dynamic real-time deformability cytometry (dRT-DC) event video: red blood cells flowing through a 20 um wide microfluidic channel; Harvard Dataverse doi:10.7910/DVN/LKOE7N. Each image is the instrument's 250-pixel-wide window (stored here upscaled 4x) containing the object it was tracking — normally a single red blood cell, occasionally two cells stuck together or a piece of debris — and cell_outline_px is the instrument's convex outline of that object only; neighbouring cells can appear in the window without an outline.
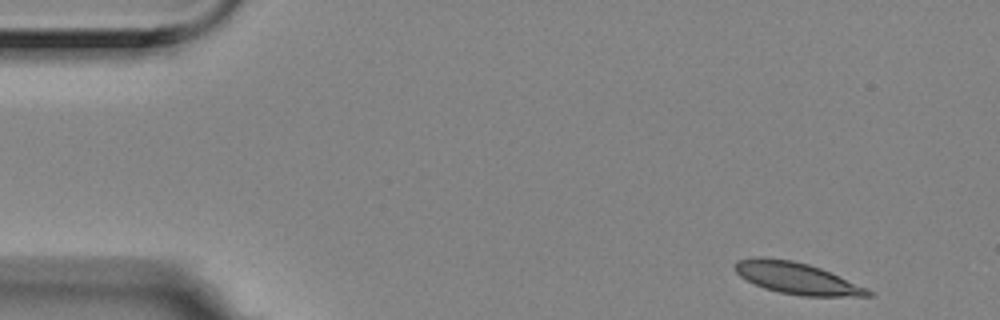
{"species": "Egyptian fruit bat (a non-hibernating species)", "species_latin": "Rousettus aegyptiacus", "temperature_condition": "room temperature", "stored_images_in_passage": 3, "camera_frame_rate_fps": 3000, "um_per_image_px": 0.085, "animal": {"sex": "female"}, "frame": {"image": 1, "passage_image": 1, "time_ms": 0.0, "image_size_px": [1000, 320], "cell_outline_px": [[876, 292], [872, 296], [800, 296], [780, 292], [764, 288], [740, 276], [732, 268], [732, 264], [736, 260], [760, 256], [764, 256], [792, 260], [808, 264], [820, 268], [868, 288]], "centroid_in_image_um": [67.71, 23.63], "position_along_channel_um": 17.3, "area_um2": 24.68}}